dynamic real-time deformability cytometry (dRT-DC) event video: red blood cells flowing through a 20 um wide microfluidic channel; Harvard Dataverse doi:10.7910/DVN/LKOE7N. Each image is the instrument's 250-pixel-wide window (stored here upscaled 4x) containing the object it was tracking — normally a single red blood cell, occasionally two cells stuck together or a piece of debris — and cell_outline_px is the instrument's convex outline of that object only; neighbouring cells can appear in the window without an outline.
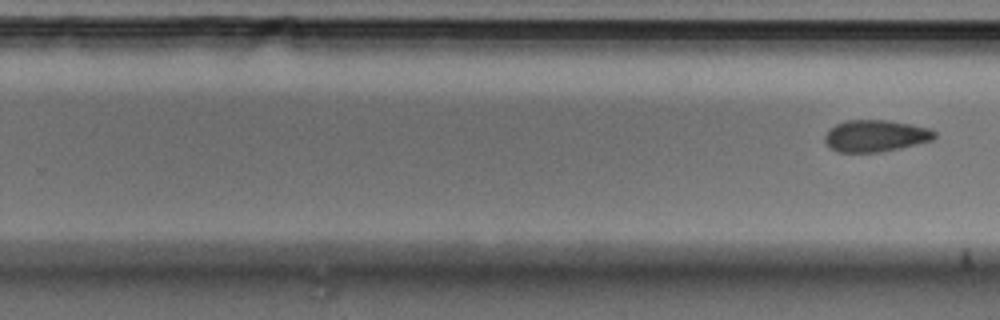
{"species": "Egyptian fruit bat (a non-hibernating species)", "species_latin": "Rousettus aegyptiacus", "temperature_condition": "cold", "stored_images_in_passage": 21, "segment_of_instrument_passage": [2, 2], "camera_frame_rate_fps": 3000, "um_per_image_px": 0.085, "animal": {"sex": "male"}, "frame": {"image": 1, "passage_image": 21, "time_ms": 6.667, "image_size_px": [1000, 320], "cell_outline_px": [[936, 136], [932, 140], [900, 148], [876, 152], [836, 152], [824, 140], [824, 136], [828, 128], [836, 124], [848, 120], [888, 120], [928, 128], [936, 132]], "centroid_in_image_um": [74.39, 11.54], "position_along_channel_um": 255.4, "area_um2": 20.17}}